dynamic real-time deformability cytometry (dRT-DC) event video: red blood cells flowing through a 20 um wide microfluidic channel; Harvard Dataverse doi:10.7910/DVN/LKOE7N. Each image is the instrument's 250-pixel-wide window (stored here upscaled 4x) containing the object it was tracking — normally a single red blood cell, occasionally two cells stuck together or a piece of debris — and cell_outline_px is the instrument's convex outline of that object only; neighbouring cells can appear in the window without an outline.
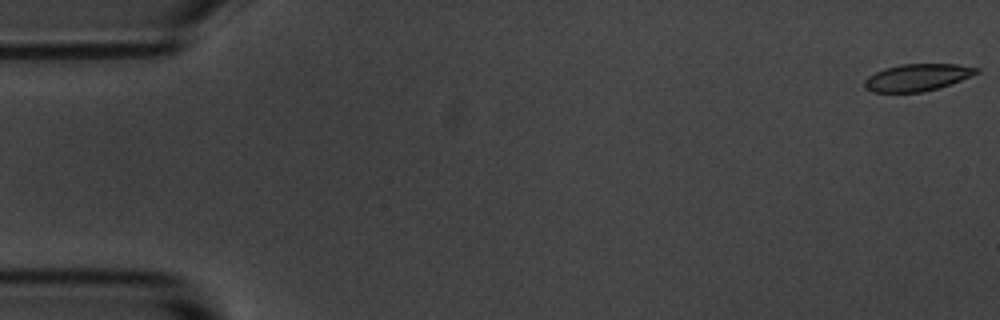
{"species": "common noctule bat (a hibernating species)", "species_latin": "Nyctalus noctula", "temperature_condition": "room temperature", "stored_images_in_passage": 55, "camera_frame_rate_fps": 3000, "um_per_image_px": 0.085, "animal": {"sex": "male", "body_mass_g": 20.1, "forearm_length_mm": 53.5}, "frame": {"image": 1, "passage_image": 1, "time_ms": 0.0, "image_size_px": [1000, 320], "cell_outline_px": [[980, 72], [960, 80], [924, 92], [872, 92], [864, 88], [864, 80], [868, 76], [884, 68], [900, 64], [956, 64], [980, 68]], "centroid_in_image_um": [77.93, 6.57], "position_along_channel_um": 7.1, "area_um2": 17.57}}
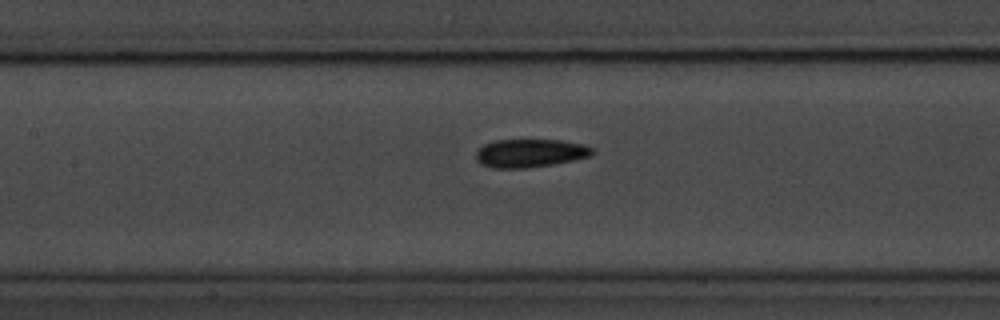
{"frame": {"image": 2, "passage_image": 25, "time_ms": 8.0, "image_size_px": [1000, 320], "cell_outline_px": [[596, 152], [592, 156], [552, 164], [528, 168], [496, 168], [480, 164], [476, 160], [476, 152], [484, 144], [496, 140], [560, 140], [584, 144], [592, 148]], "centroid_in_image_um": [45.07, 13.01], "position_along_channel_um": 162.3, "area_um2": 19.19}}
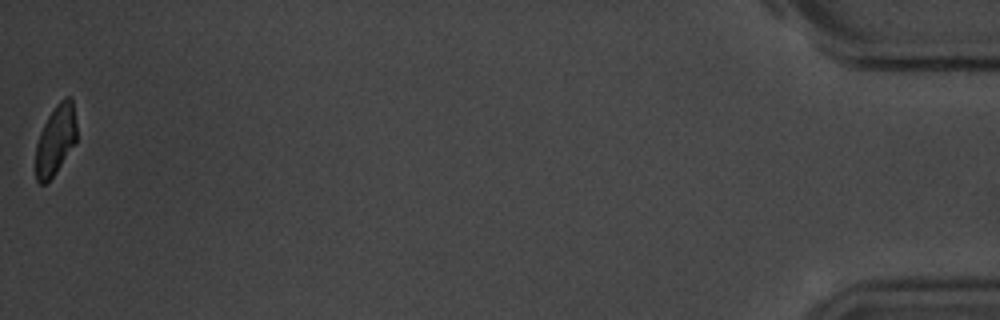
{"frame": {"image": 3, "passage_image": 55, "time_ms": 18.0, "image_size_px": [1000, 320], "cell_outline_px": [[76, 140], [56, 172], [44, 184], [40, 184], [36, 180], [36, 144], [40, 132], [48, 116], [56, 104], [64, 96], [72, 96], [76, 124]], "centroid_in_image_um": [4.72, 11.85], "position_along_channel_um": 430.5, "area_um2": 16.53}, "authors_computed_cell_mechanics": {"area_um2": 18.7272, "velocity_mm_per_s": 3.6565, "shape_relaxation_time_tau1_ms": 3.9332, "shape_relaxation_time_tau2_ms": 5.0961, "deformation_change_tau1": 0.1256, "deformation_change_tau2": 0.0987}}